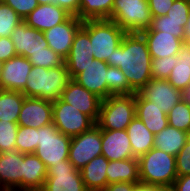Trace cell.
I'll list each match as a JSON object with an SVG mask.
<instances>
[{"instance_id":"cell-38","label":"cell","mask_w":190,"mask_h":191,"mask_svg":"<svg viewBox=\"0 0 190 191\" xmlns=\"http://www.w3.org/2000/svg\"><path fill=\"white\" fill-rule=\"evenodd\" d=\"M27 59L32 66H40L47 69L59 67L65 63V59L55 53L50 47H46L45 51L32 53Z\"/></svg>"},{"instance_id":"cell-34","label":"cell","mask_w":190,"mask_h":191,"mask_svg":"<svg viewBox=\"0 0 190 191\" xmlns=\"http://www.w3.org/2000/svg\"><path fill=\"white\" fill-rule=\"evenodd\" d=\"M168 125L190 134V104L183 99L167 114Z\"/></svg>"},{"instance_id":"cell-32","label":"cell","mask_w":190,"mask_h":191,"mask_svg":"<svg viewBox=\"0 0 190 191\" xmlns=\"http://www.w3.org/2000/svg\"><path fill=\"white\" fill-rule=\"evenodd\" d=\"M107 98L111 95H128L136 92L130 87L123 71L118 67L108 66Z\"/></svg>"},{"instance_id":"cell-11","label":"cell","mask_w":190,"mask_h":191,"mask_svg":"<svg viewBox=\"0 0 190 191\" xmlns=\"http://www.w3.org/2000/svg\"><path fill=\"white\" fill-rule=\"evenodd\" d=\"M94 59L93 53H91L89 20H85L82 27L77 31L72 47L65 59L70 78L74 79Z\"/></svg>"},{"instance_id":"cell-48","label":"cell","mask_w":190,"mask_h":191,"mask_svg":"<svg viewBox=\"0 0 190 191\" xmlns=\"http://www.w3.org/2000/svg\"><path fill=\"white\" fill-rule=\"evenodd\" d=\"M152 191H176L173 185L152 186Z\"/></svg>"},{"instance_id":"cell-18","label":"cell","mask_w":190,"mask_h":191,"mask_svg":"<svg viewBox=\"0 0 190 191\" xmlns=\"http://www.w3.org/2000/svg\"><path fill=\"white\" fill-rule=\"evenodd\" d=\"M10 38L16 54L26 58L32 53L45 51V48L49 47L44 32L29 27L24 21L15 28Z\"/></svg>"},{"instance_id":"cell-54","label":"cell","mask_w":190,"mask_h":191,"mask_svg":"<svg viewBox=\"0 0 190 191\" xmlns=\"http://www.w3.org/2000/svg\"><path fill=\"white\" fill-rule=\"evenodd\" d=\"M2 68H3V63L0 61V78H1Z\"/></svg>"},{"instance_id":"cell-5","label":"cell","mask_w":190,"mask_h":191,"mask_svg":"<svg viewBox=\"0 0 190 191\" xmlns=\"http://www.w3.org/2000/svg\"><path fill=\"white\" fill-rule=\"evenodd\" d=\"M109 20L126 33H140L150 28L152 15L148 0H114Z\"/></svg>"},{"instance_id":"cell-9","label":"cell","mask_w":190,"mask_h":191,"mask_svg":"<svg viewBox=\"0 0 190 191\" xmlns=\"http://www.w3.org/2000/svg\"><path fill=\"white\" fill-rule=\"evenodd\" d=\"M100 155H102L101 129L97 125L71 137L68 160L76 169H82L93 158Z\"/></svg>"},{"instance_id":"cell-7","label":"cell","mask_w":190,"mask_h":191,"mask_svg":"<svg viewBox=\"0 0 190 191\" xmlns=\"http://www.w3.org/2000/svg\"><path fill=\"white\" fill-rule=\"evenodd\" d=\"M38 147L34 154L46 168L68 160L71 137L61 133L54 123L38 128Z\"/></svg>"},{"instance_id":"cell-23","label":"cell","mask_w":190,"mask_h":191,"mask_svg":"<svg viewBox=\"0 0 190 191\" xmlns=\"http://www.w3.org/2000/svg\"><path fill=\"white\" fill-rule=\"evenodd\" d=\"M135 115L154 135L168 126L167 114L138 92L135 93Z\"/></svg>"},{"instance_id":"cell-53","label":"cell","mask_w":190,"mask_h":191,"mask_svg":"<svg viewBox=\"0 0 190 191\" xmlns=\"http://www.w3.org/2000/svg\"><path fill=\"white\" fill-rule=\"evenodd\" d=\"M184 43H187L190 45V36H185Z\"/></svg>"},{"instance_id":"cell-46","label":"cell","mask_w":190,"mask_h":191,"mask_svg":"<svg viewBox=\"0 0 190 191\" xmlns=\"http://www.w3.org/2000/svg\"><path fill=\"white\" fill-rule=\"evenodd\" d=\"M137 184L130 182H117L108 184L103 191H135Z\"/></svg>"},{"instance_id":"cell-47","label":"cell","mask_w":190,"mask_h":191,"mask_svg":"<svg viewBox=\"0 0 190 191\" xmlns=\"http://www.w3.org/2000/svg\"><path fill=\"white\" fill-rule=\"evenodd\" d=\"M173 186L176 191H190V175L177 176Z\"/></svg>"},{"instance_id":"cell-35","label":"cell","mask_w":190,"mask_h":191,"mask_svg":"<svg viewBox=\"0 0 190 191\" xmlns=\"http://www.w3.org/2000/svg\"><path fill=\"white\" fill-rule=\"evenodd\" d=\"M38 129L19 126L16 137V151L29 154L34 153L38 147Z\"/></svg>"},{"instance_id":"cell-52","label":"cell","mask_w":190,"mask_h":191,"mask_svg":"<svg viewBox=\"0 0 190 191\" xmlns=\"http://www.w3.org/2000/svg\"><path fill=\"white\" fill-rule=\"evenodd\" d=\"M38 4H52L54 0H37Z\"/></svg>"},{"instance_id":"cell-25","label":"cell","mask_w":190,"mask_h":191,"mask_svg":"<svg viewBox=\"0 0 190 191\" xmlns=\"http://www.w3.org/2000/svg\"><path fill=\"white\" fill-rule=\"evenodd\" d=\"M109 160L103 155L93 158L87 165L80 169L83 183L88 191H103L108 185L106 168Z\"/></svg>"},{"instance_id":"cell-16","label":"cell","mask_w":190,"mask_h":191,"mask_svg":"<svg viewBox=\"0 0 190 191\" xmlns=\"http://www.w3.org/2000/svg\"><path fill=\"white\" fill-rule=\"evenodd\" d=\"M17 123L35 129L53 123L52 101L25 97Z\"/></svg>"},{"instance_id":"cell-41","label":"cell","mask_w":190,"mask_h":191,"mask_svg":"<svg viewBox=\"0 0 190 191\" xmlns=\"http://www.w3.org/2000/svg\"><path fill=\"white\" fill-rule=\"evenodd\" d=\"M190 14V0H174L167 15L174 21H185L187 23Z\"/></svg>"},{"instance_id":"cell-39","label":"cell","mask_w":190,"mask_h":191,"mask_svg":"<svg viewBox=\"0 0 190 191\" xmlns=\"http://www.w3.org/2000/svg\"><path fill=\"white\" fill-rule=\"evenodd\" d=\"M177 57L178 55L167 56L162 58H152V78L167 80L169 78L170 72L177 63Z\"/></svg>"},{"instance_id":"cell-33","label":"cell","mask_w":190,"mask_h":191,"mask_svg":"<svg viewBox=\"0 0 190 191\" xmlns=\"http://www.w3.org/2000/svg\"><path fill=\"white\" fill-rule=\"evenodd\" d=\"M185 21H174L169 19L168 15L152 17V23L150 28L144 31H163L164 33H170L173 36L182 39H185Z\"/></svg>"},{"instance_id":"cell-4","label":"cell","mask_w":190,"mask_h":191,"mask_svg":"<svg viewBox=\"0 0 190 191\" xmlns=\"http://www.w3.org/2000/svg\"><path fill=\"white\" fill-rule=\"evenodd\" d=\"M135 116V94L111 95L101 101L96 125L100 129L125 130Z\"/></svg>"},{"instance_id":"cell-43","label":"cell","mask_w":190,"mask_h":191,"mask_svg":"<svg viewBox=\"0 0 190 191\" xmlns=\"http://www.w3.org/2000/svg\"><path fill=\"white\" fill-rule=\"evenodd\" d=\"M174 0H148L149 9L152 17L167 15L168 10Z\"/></svg>"},{"instance_id":"cell-40","label":"cell","mask_w":190,"mask_h":191,"mask_svg":"<svg viewBox=\"0 0 190 191\" xmlns=\"http://www.w3.org/2000/svg\"><path fill=\"white\" fill-rule=\"evenodd\" d=\"M177 176L190 175V134L182 149L176 155Z\"/></svg>"},{"instance_id":"cell-31","label":"cell","mask_w":190,"mask_h":191,"mask_svg":"<svg viewBox=\"0 0 190 191\" xmlns=\"http://www.w3.org/2000/svg\"><path fill=\"white\" fill-rule=\"evenodd\" d=\"M114 0H80L77 17L82 20L110 19Z\"/></svg>"},{"instance_id":"cell-36","label":"cell","mask_w":190,"mask_h":191,"mask_svg":"<svg viewBox=\"0 0 190 191\" xmlns=\"http://www.w3.org/2000/svg\"><path fill=\"white\" fill-rule=\"evenodd\" d=\"M22 21L15 10L0 0V37H10Z\"/></svg>"},{"instance_id":"cell-24","label":"cell","mask_w":190,"mask_h":191,"mask_svg":"<svg viewBox=\"0 0 190 191\" xmlns=\"http://www.w3.org/2000/svg\"><path fill=\"white\" fill-rule=\"evenodd\" d=\"M47 177L45 164L34 154H23V191H40Z\"/></svg>"},{"instance_id":"cell-22","label":"cell","mask_w":190,"mask_h":191,"mask_svg":"<svg viewBox=\"0 0 190 191\" xmlns=\"http://www.w3.org/2000/svg\"><path fill=\"white\" fill-rule=\"evenodd\" d=\"M140 34L146 40L152 58L178 55L180 47L184 44L182 39L163 31H142Z\"/></svg>"},{"instance_id":"cell-2","label":"cell","mask_w":190,"mask_h":191,"mask_svg":"<svg viewBox=\"0 0 190 191\" xmlns=\"http://www.w3.org/2000/svg\"><path fill=\"white\" fill-rule=\"evenodd\" d=\"M71 80L66 64L55 68L32 66L25 88L21 91L26 97L55 101Z\"/></svg>"},{"instance_id":"cell-42","label":"cell","mask_w":190,"mask_h":191,"mask_svg":"<svg viewBox=\"0 0 190 191\" xmlns=\"http://www.w3.org/2000/svg\"><path fill=\"white\" fill-rule=\"evenodd\" d=\"M10 6L24 20L39 4L37 0H1Z\"/></svg>"},{"instance_id":"cell-49","label":"cell","mask_w":190,"mask_h":191,"mask_svg":"<svg viewBox=\"0 0 190 191\" xmlns=\"http://www.w3.org/2000/svg\"><path fill=\"white\" fill-rule=\"evenodd\" d=\"M182 98L185 102L190 104V84L182 91Z\"/></svg>"},{"instance_id":"cell-6","label":"cell","mask_w":190,"mask_h":191,"mask_svg":"<svg viewBox=\"0 0 190 191\" xmlns=\"http://www.w3.org/2000/svg\"><path fill=\"white\" fill-rule=\"evenodd\" d=\"M126 32L109 19L89 20L91 53L99 61L112 59L114 49L121 45Z\"/></svg>"},{"instance_id":"cell-10","label":"cell","mask_w":190,"mask_h":191,"mask_svg":"<svg viewBox=\"0 0 190 191\" xmlns=\"http://www.w3.org/2000/svg\"><path fill=\"white\" fill-rule=\"evenodd\" d=\"M40 191H88L80 170L69 160L47 168V177Z\"/></svg>"},{"instance_id":"cell-30","label":"cell","mask_w":190,"mask_h":191,"mask_svg":"<svg viewBox=\"0 0 190 191\" xmlns=\"http://www.w3.org/2000/svg\"><path fill=\"white\" fill-rule=\"evenodd\" d=\"M25 97L19 91L0 90V120L17 122Z\"/></svg>"},{"instance_id":"cell-26","label":"cell","mask_w":190,"mask_h":191,"mask_svg":"<svg viewBox=\"0 0 190 191\" xmlns=\"http://www.w3.org/2000/svg\"><path fill=\"white\" fill-rule=\"evenodd\" d=\"M133 156L135 158L146 154L154 147V134L135 116L126 128Z\"/></svg>"},{"instance_id":"cell-45","label":"cell","mask_w":190,"mask_h":191,"mask_svg":"<svg viewBox=\"0 0 190 191\" xmlns=\"http://www.w3.org/2000/svg\"><path fill=\"white\" fill-rule=\"evenodd\" d=\"M54 4L64 8L71 15L77 16L80 9V0H54Z\"/></svg>"},{"instance_id":"cell-37","label":"cell","mask_w":190,"mask_h":191,"mask_svg":"<svg viewBox=\"0 0 190 191\" xmlns=\"http://www.w3.org/2000/svg\"><path fill=\"white\" fill-rule=\"evenodd\" d=\"M17 122L0 120V153L16 151Z\"/></svg>"},{"instance_id":"cell-20","label":"cell","mask_w":190,"mask_h":191,"mask_svg":"<svg viewBox=\"0 0 190 191\" xmlns=\"http://www.w3.org/2000/svg\"><path fill=\"white\" fill-rule=\"evenodd\" d=\"M102 155L109 161L135 158L125 130L101 129Z\"/></svg>"},{"instance_id":"cell-1","label":"cell","mask_w":190,"mask_h":191,"mask_svg":"<svg viewBox=\"0 0 190 191\" xmlns=\"http://www.w3.org/2000/svg\"><path fill=\"white\" fill-rule=\"evenodd\" d=\"M151 63L146 40L140 33H126L121 45L114 49L112 59L107 60L109 66L123 71L136 93L152 79Z\"/></svg>"},{"instance_id":"cell-8","label":"cell","mask_w":190,"mask_h":191,"mask_svg":"<svg viewBox=\"0 0 190 191\" xmlns=\"http://www.w3.org/2000/svg\"><path fill=\"white\" fill-rule=\"evenodd\" d=\"M52 117L58 131L69 137L82 134L96 125L89 116L61 98L52 102Z\"/></svg>"},{"instance_id":"cell-14","label":"cell","mask_w":190,"mask_h":191,"mask_svg":"<svg viewBox=\"0 0 190 191\" xmlns=\"http://www.w3.org/2000/svg\"><path fill=\"white\" fill-rule=\"evenodd\" d=\"M138 93L166 114L183 99L182 92L164 79L152 78Z\"/></svg>"},{"instance_id":"cell-3","label":"cell","mask_w":190,"mask_h":191,"mask_svg":"<svg viewBox=\"0 0 190 191\" xmlns=\"http://www.w3.org/2000/svg\"><path fill=\"white\" fill-rule=\"evenodd\" d=\"M137 159L140 183L151 186L174 184L177 178L175 156L153 147Z\"/></svg>"},{"instance_id":"cell-15","label":"cell","mask_w":190,"mask_h":191,"mask_svg":"<svg viewBox=\"0 0 190 191\" xmlns=\"http://www.w3.org/2000/svg\"><path fill=\"white\" fill-rule=\"evenodd\" d=\"M0 191H23V153H0Z\"/></svg>"},{"instance_id":"cell-29","label":"cell","mask_w":190,"mask_h":191,"mask_svg":"<svg viewBox=\"0 0 190 191\" xmlns=\"http://www.w3.org/2000/svg\"><path fill=\"white\" fill-rule=\"evenodd\" d=\"M168 82L181 92L190 84V45L180 47L177 63L170 72Z\"/></svg>"},{"instance_id":"cell-13","label":"cell","mask_w":190,"mask_h":191,"mask_svg":"<svg viewBox=\"0 0 190 191\" xmlns=\"http://www.w3.org/2000/svg\"><path fill=\"white\" fill-rule=\"evenodd\" d=\"M60 98L89 116L95 123H97L102 99L96 94L88 91L75 80L71 79Z\"/></svg>"},{"instance_id":"cell-51","label":"cell","mask_w":190,"mask_h":191,"mask_svg":"<svg viewBox=\"0 0 190 191\" xmlns=\"http://www.w3.org/2000/svg\"><path fill=\"white\" fill-rule=\"evenodd\" d=\"M185 36H190V14L185 27Z\"/></svg>"},{"instance_id":"cell-12","label":"cell","mask_w":190,"mask_h":191,"mask_svg":"<svg viewBox=\"0 0 190 191\" xmlns=\"http://www.w3.org/2000/svg\"><path fill=\"white\" fill-rule=\"evenodd\" d=\"M83 21L71 15L63 23L44 31L48 46L62 58L66 59L77 31L82 27Z\"/></svg>"},{"instance_id":"cell-21","label":"cell","mask_w":190,"mask_h":191,"mask_svg":"<svg viewBox=\"0 0 190 191\" xmlns=\"http://www.w3.org/2000/svg\"><path fill=\"white\" fill-rule=\"evenodd\" d=\"M71 16L64 8L52 4H39L25 18L24 22L38 31H46L57 24L63 23Z\"/></svg>"},{"instance_id":"cell-17","label":"cell","mask_w":190,"mask_h":191,"mask_svg":"<svg viewBox=\"0 0 190 191\" xmlns=\"http://www.w3.org/2000/svg\"><path fill=\"white\" fill-rule=\"evenodd\" d=\"M31 69L32 64L24 56L16 55L3 62L0 90L21 92L25 88Z\"/></svg>"},{"instance_id":"cell-28","label":"cell","mask_w":190,"mask_h":191,"mask_svg":"<svg viewBox=\"0 0 190 191\" xmlns=\"http://www.w3.org/2000/svg\"><path fill=\"white\" fill-rule=\"evenodd\" d=\"M188 137L189 133L168 125L154 135V147L176 157Z\"/></svg>"},{"instance_id":"cell-27","label":"cell","mask_w":190,"mask_h":191,"mask_svg":"<svg viewBox=\"0 0 190 191\" xmlns=\"http://www.w3.org/2000/svg\"><path fill=\"white\" fill-rule=\"evenodd\" d=\"M106 176L108 184L117 182L140 183L138 159L109 161Z\"/></svg>"},{"instance_id":"cell-19","label":"cell","mask_w":190,"mask_h":191,"mask_svg":"<svg viewBox=\"0 0 190 191\" xmlns=\"http://www.w3.org/2000/svg\"><path fill=\"white\" fill-rule=\"evenodd\" d=\"M108 64L94 59L73 80L102 100L107 98Z\"/></svg>"},{"instance_id":"cell-50","label":"cell","mask_w":190,"mask_h":191,"mask_svg":"<svg viewBox=\"0 0 190 191\" xmlns=\"http://www.w3.org/2000/svg\"><path fill=\"white\" fill-rule=\"evenodd\" d=\"M135 191H152V186L139 183L137 184Z\"/></svg>"},{"instance_id":"cell-44","label":"cell","mask_w":190,"mask_h":191,"mask_svg":"<svg viewBox=\"0 0 190 191\" xmlns=\"http://www.w3.org/2000/svg\"><path fill=\"white\" fill-rule=\"evenodd\" d=\"M16 51L10 37H0V61L3 63L16 56Z\"/></svg>"}]
</instances>
